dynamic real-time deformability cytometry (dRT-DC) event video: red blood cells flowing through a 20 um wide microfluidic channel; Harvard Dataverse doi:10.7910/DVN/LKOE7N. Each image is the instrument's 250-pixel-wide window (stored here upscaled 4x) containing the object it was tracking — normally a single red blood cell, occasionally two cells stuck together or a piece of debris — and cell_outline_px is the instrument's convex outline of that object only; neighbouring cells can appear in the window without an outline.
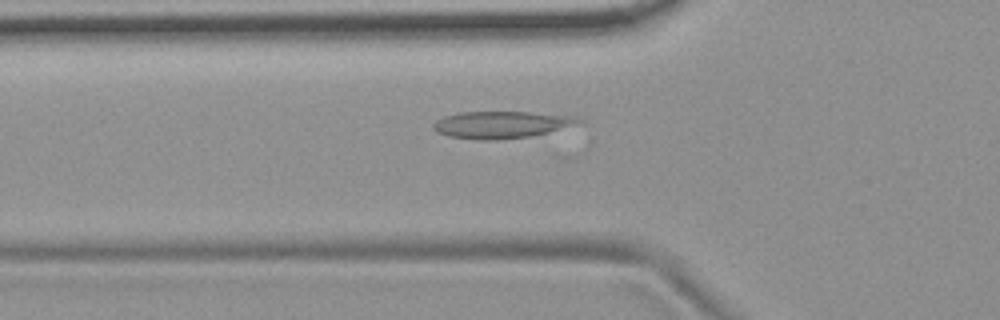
{"species": "common noctule bat (a hibernating species)", "species_latin": "Nyctalus noctula", "temperature_condition": "room temperature", "stored_images_in_passage": 33, "camera_frame_rate_fps": 3000, "um_per_image_px": 0.085, "animal": {"sex": "female", "body_mass_g": 19.9}, "frame": {"image": 1, "passage_image": 5, "time_ms": 1.333, "image_size_px": [1000, 320], "cell_outline_px": [[584, 124], [548, 132], [528, 136], [496, 140], [480, 140], [448, 136], [436, 132], [432, 128], [432, 124], [436, 120], [444, 116], [460, 112], [528, 112], [576, 116], [584, 120]], "centroid_in_image_um": [42.66, 10.59], "position_along_channel_um": 83.1, "area_um2": 23.12}}
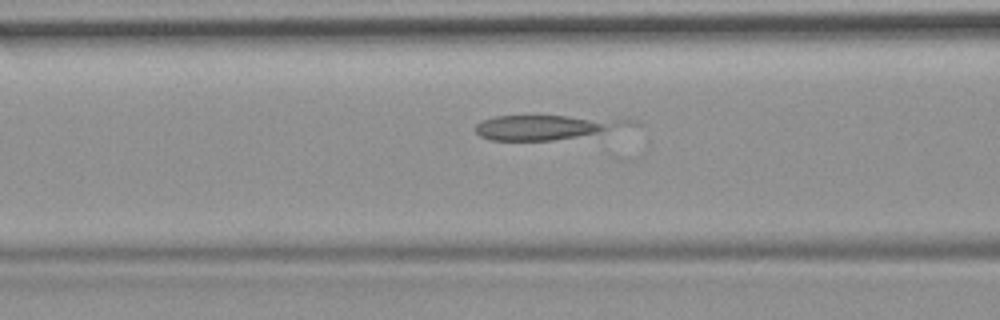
{"frame": {"image": 2, "passage_image": 8, "time_ms": 2.333, "image_size_px": [1000, 320], "cell_outline_px": [[644, 124], [576, 136], [552, 140], [488, 140], [480, 136], [476, 132], [476, 124], [480, 120], [496, 116], [568, 116], [632, 120]], "centroid_in_image_um": [46.37, 10.8], "position_along_channel_um": 120.2, "area_um2": 21.73}}
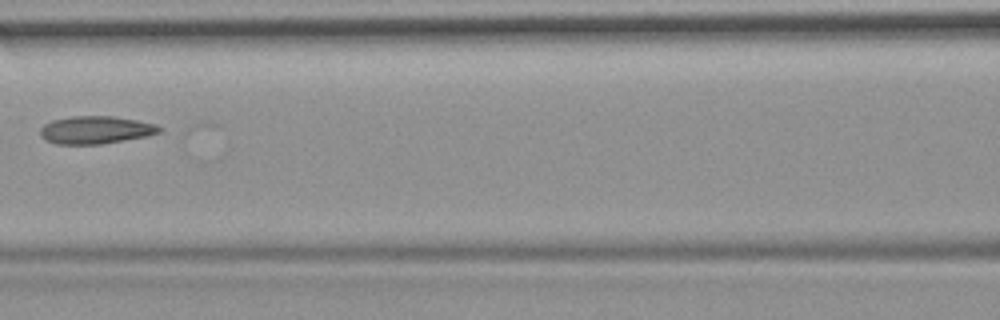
{"frame": {"image": 3, "passage_image": 11, "time_ms": 3.333, "image_size_px": [1000, 320], "cell_outline_px": [[164, 128], [160, 132], [148, 136], [100, 144], [56, 144], [44, 140], [40, 136], [40, 128], [44, 124], [52, 120], [72, 116], [112, 116], [136, 120], [156, 124]], "centroid_in_image_um": [8.12, 11.04], "position_along_channel_um": 158.5, "area_um2": 19.36}}